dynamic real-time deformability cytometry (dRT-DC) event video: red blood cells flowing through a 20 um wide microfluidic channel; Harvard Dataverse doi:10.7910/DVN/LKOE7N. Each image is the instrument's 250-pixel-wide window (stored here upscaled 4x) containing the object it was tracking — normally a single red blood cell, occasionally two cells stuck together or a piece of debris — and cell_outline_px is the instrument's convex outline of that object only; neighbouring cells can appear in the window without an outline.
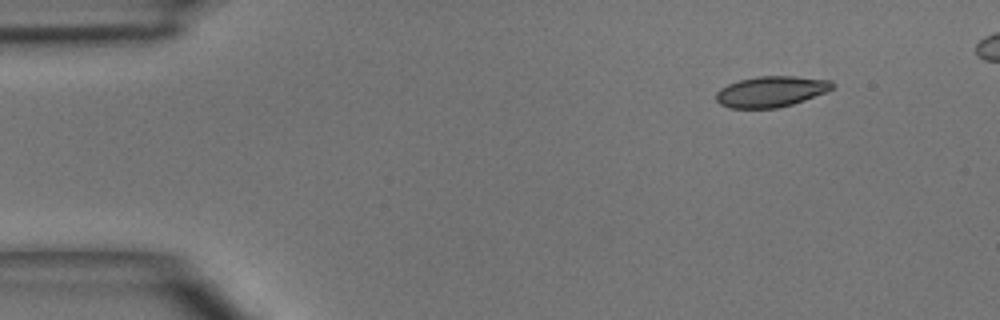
{"species": "common noctule bat (a hibernating species)", "species_latin": "Nyctalus noctula", "temperature_condition": "room temperature", "stored_images_in_passage": 4, "camera_frame_rate_fps": 3000, "um_per_image_px": 0.085, "animal": {"sex": "male", "body_mass_g": 15.6}, "frame": {"image": 1, "passage_image": 1, "time_ms": 0.0, "image_size_px": [1000, 320], "cell_outline_px": [[836, 84], [832, 88], [824, 92], [804, 100], [792, 104], [776, 108], [728, 108], [720, 104], [716, 100], [716, 92], [720, 88], [728, 84], [740, 80], [756, 76], [796, 76], [832, 80]], "centroid_in_image_um": [65.52, 7.77], "position_along_channel_um": 19.5, "area_um2": 20.87}}